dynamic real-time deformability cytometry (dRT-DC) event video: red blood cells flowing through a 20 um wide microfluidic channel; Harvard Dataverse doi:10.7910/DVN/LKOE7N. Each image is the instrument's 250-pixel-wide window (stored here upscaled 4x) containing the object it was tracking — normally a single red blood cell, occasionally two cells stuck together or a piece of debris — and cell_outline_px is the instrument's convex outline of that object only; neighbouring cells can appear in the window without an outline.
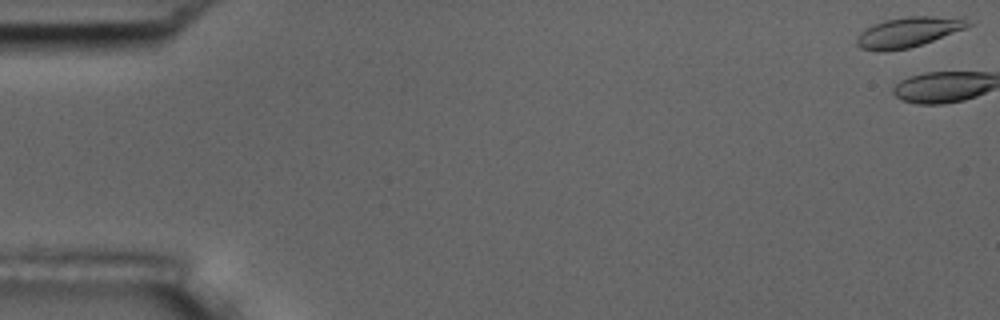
{"species": "common noctule bat (a hibernating species)", "species_latin": "Nyctalus noctula", "temperature_condition": "room temperature", "stored_images_in_passage": 5, "camera_frame_rate_fps": 3000, "um_per_image_px": 0.085, "animal": {"sex": "male", "body_mass_g": 17.5, "forearm_length_mm": 52.3}, "frame": {"image": 1, "passage_image": 1, "time_ms": 0.0, "image_size_px": [1000, 320], "cell_outline_px": [[972, 24], [968, 28], [908, 48], [884, 52], [876, 52], [860, 48], [856, 44], [856, 36], [860, 32], [884, 20], [908, 16], [964, 16]], "centroid_in_image_um": [77.24, 2.72], "position_along_channel_um": 7.8, "area_um2": 19.77}}